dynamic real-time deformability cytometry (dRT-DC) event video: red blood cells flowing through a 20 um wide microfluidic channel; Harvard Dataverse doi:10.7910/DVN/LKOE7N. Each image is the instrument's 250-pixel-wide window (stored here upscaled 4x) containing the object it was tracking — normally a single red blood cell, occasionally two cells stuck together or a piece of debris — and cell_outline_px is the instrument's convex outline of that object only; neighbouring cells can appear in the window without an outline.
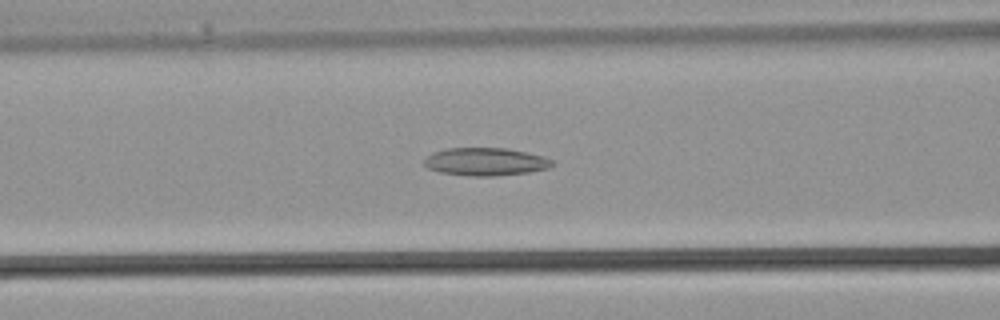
{"species": "common noctule bat (a hibernating species)", "species_latin": "Nyctalus noctula", "temperature_condition": "warm", "stored_images_in_passage": 35, "camera_frame_rate_fps": 3000, "um_per_image_px": 0.085, "animal": {"sex": "male", "body_mass_g": 21.5, "forearm_length_mm": 52.0}, "frame": {"image": 1, "passage_image": 14, "time_ms": 4.333, "image_size_px": [1000, 320], "cell_outline_px": [[556, 164], [548, 168], [528, 172], [492, 176], [472, 176], [440, 172], [428, 168], [424, 164], [424, 160], [432, 152], [448, 148], [508, 148], [544, 156], [552, 160]], "centroid_in_image_um": [41.29, 13.74], "position_along_channel_um": 125.3, "area_um2": 20.75}}
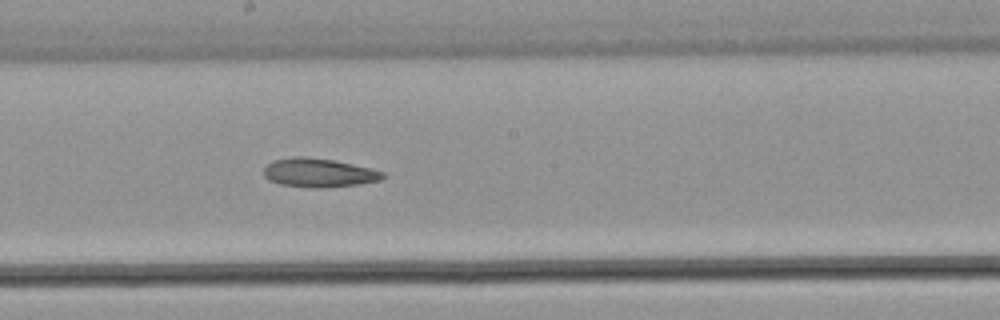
{"frame": {"image": 2, "passage_image": 19, "time_ms": 6.0, "image_size_px": [1000, 320], "cell_outline_px": [[384, 176], [380, 180], [356, 184], [324, 188], [312, 188], [280, 184], [268, 180], [264, 176], [264, 168], [272, 160], [292, 156], [308, 156], [336, 160], [384, 172]], "centroid_in_image_um": [27.04, 14.67], "position_along_channel_um": 221.2, "area_um2": 20.06}}
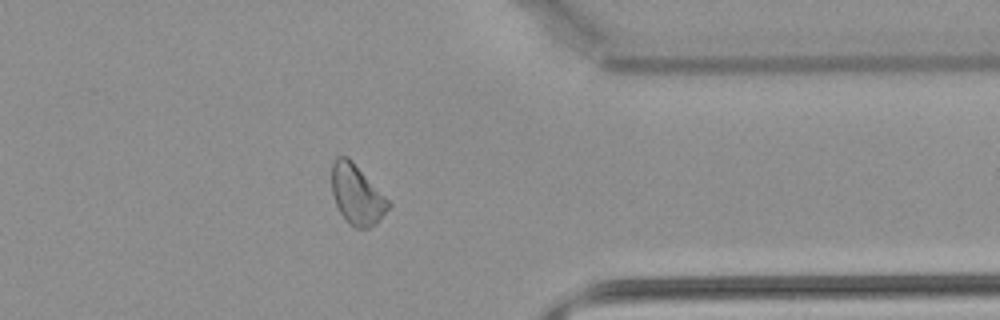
{"frame": {"image": 3, "passage_image": 28, "time_ms": 9.0, "image_size_px": [1000, 320], "cell_outline_px": [[392, 204], [376, 224], [368, 228], [356, 228], [348, 224], [340, 212], [336, 204], [332, 192], [332, 160], [336, 156], [348, 156], [352, 160]], "centroid_in_image_um": [30.32, 16.54], "position_along_channel_um": 381.1, "area_um2": 19.71}}